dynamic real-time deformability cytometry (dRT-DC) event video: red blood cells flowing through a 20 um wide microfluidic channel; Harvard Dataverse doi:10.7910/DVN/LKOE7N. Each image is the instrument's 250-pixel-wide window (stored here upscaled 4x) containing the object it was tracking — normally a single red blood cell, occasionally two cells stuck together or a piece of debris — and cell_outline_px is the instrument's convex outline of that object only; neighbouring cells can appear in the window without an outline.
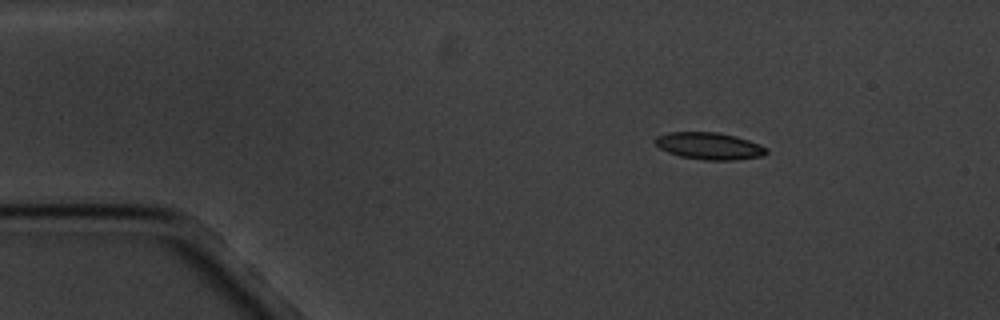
{"species": "common noctule bat (a hibernating species)", "species_latin": "Nyctalus noctula", "temperature_condition": "cold", "stored_images_in_passage": 4, "camera_frame_rate_fps": 3000, "um_per_image_px": 0.085, "animal": {"sex": "male", "body_mass_g": 20.1, "forearm_length_mm": 53.5}, "frame": {"image": 1, "passage_image": 1, "time_ms": 0.0, "image_size_px": [1000, 320], "cell_outline_px": [[768, 152], [764, 156], [736, 160], [704, 160], [680, 156], [668, 152], [660, 148], [652, 140], [656, 136], [668, 132], [716, 132], [736, 136], [760, 144], [768, 148]], "centroid_in_image_um": [60.3, 12.41], "position_along_channel_um": 24.7, "area_um2": 17.69}}
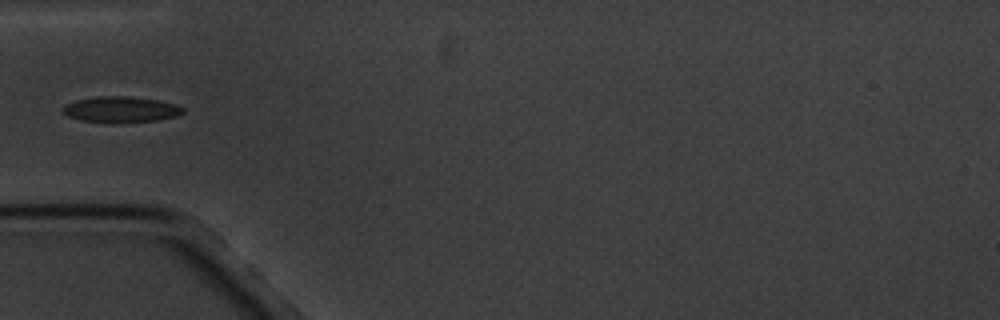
{"frame": {"image": 2, "passage_image": 4, "time_ms": 3.333, "image_size_px": [1000, 320], "cell_outline_px": [[184, 112], [176, 116], [156, 120], [80, 120], [68, 116], [60, 108], [64, 104], [76, 100], [100, 96], [128, 96], [156, 100], [176, 104], [184, 108]], "centroid_in_image_um": [10.26, 9.25], "position_along_channel_um": 74.7, "area_um2": 17.22}}